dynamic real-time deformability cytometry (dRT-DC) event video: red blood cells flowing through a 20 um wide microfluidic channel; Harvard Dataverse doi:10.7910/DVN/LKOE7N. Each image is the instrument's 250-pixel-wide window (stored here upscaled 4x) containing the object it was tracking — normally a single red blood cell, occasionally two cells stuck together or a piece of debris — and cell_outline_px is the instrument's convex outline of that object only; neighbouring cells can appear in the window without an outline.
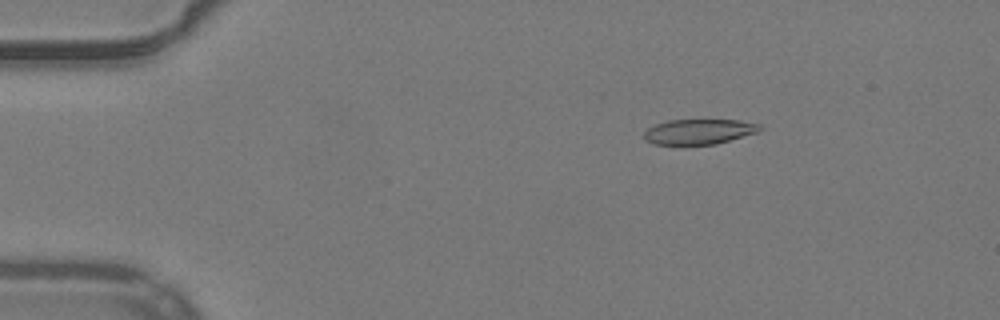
{"species": "common noctule bat (a hibernating species)", "species_latin": "Nyctalus noctula", "temperature_condition": "warm", "stored_images_in_passage": 53, "camera_frame_rate_fps": 3000, "um_per_image_px": 0.085, "animal": {"sex": "male", "body_mass_g": 19.2, "forearm_length_mm": 51.8}, "frame": {"image": 1, "passage_image": 9, "time_ms": 2.667, "image_size_px": [1000, 320], "cell_outline_px": [[764, 128], [760, 132], [716, 144], [652, 144], [644, 140], [644, 132], [648, 128], [656, 124], [668, 120], [740, 120], [760, 124]], "centroid_in_image_um": [59.46, 11.19], "position_along_channel_um": 25.5, "area_um2": 17.11}}
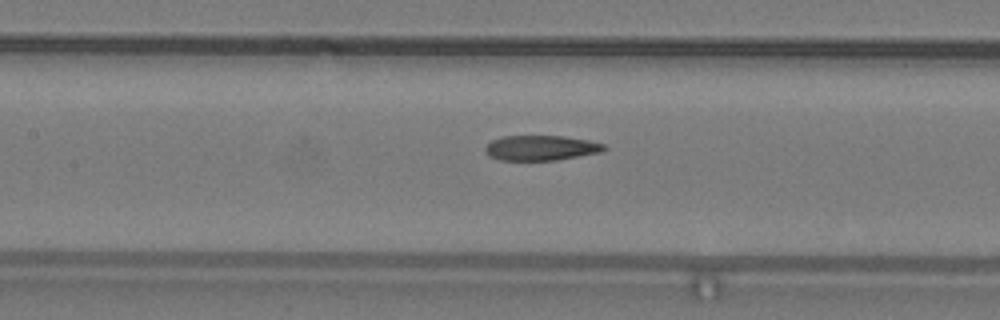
{"frame": {"image": 2, "passage_image": 25, "time_ms": 8.0, "image_size_px": [1000, 320], "cell_outline_px": [[608, 148], [604, 152], [556, 160], [500, 160], [488, 156], [484, 148], [492, 140], [504, 136], [564, 136], [588, 140], [604, 144]], "centroid_in_image_um": [46.02, 12.57], "position_along_channel_um": 161.4, "area_um2": 17.46}}
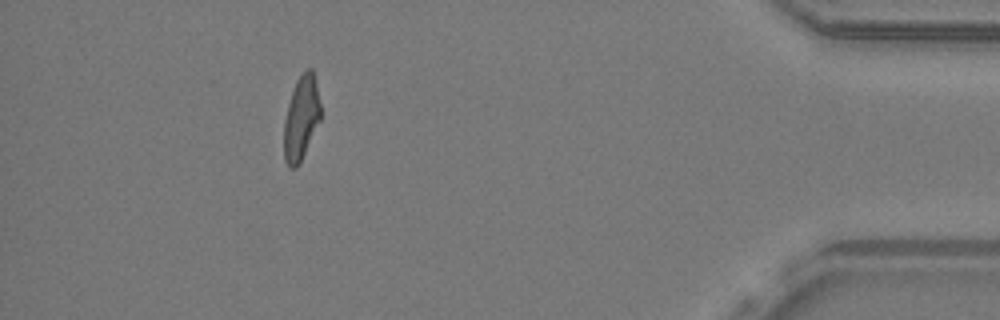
{"frame": {"image": 3, "passage_image": 48, "time_ms": 15.667, "image_size_px": [1000, 320], "cell_outline_px": [[320, 120], [300, 164], [296, 168], [288, 168], [284, 160], [284, 120], [288, 104], [296, 80], [308, 68], [312, 68], [316, 84], [320, 104]], "centroid_in_image_um": [25.59, 10.09], "position_along_channel_um": 409.6, "area_um2": 17.92}, "authors_computed_cell_mechanics": {"area_um2": 18.5538, "velocity_mm_per_s": 3.9617, "shape_relaxation_time_tau1_ms": null, "shape_relaxation_time_tau2_ms": 2.3668, "deformation_change_tau1": null, "deformation_change_tau2": 0.1156}}